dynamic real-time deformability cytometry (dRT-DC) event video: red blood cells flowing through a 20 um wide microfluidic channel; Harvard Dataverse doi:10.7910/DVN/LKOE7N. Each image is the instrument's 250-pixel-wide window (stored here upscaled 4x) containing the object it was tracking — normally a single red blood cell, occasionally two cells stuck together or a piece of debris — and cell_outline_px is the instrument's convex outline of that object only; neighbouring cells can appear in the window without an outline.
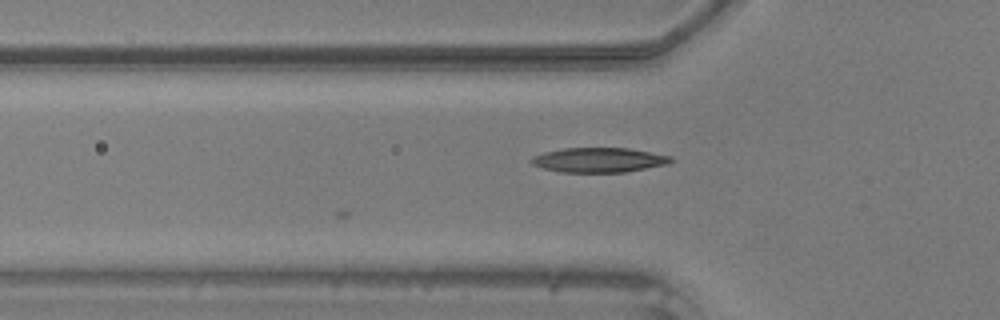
{"species": "common noctule bat (a hibernating species)", "species_latin": "Nyctalus noctula", "temperature_condition": "warm", "stored_images_in_passage": 4, "camera_frame_rate_fps": 3000, "um_per_image_px": 0.085, "animal": {"sex": "male", "body_mass_g": 20.5, "forearm_length_mm": 52.5}, "frame": {"image": 1, "passage_image": 4, "time_ms": 1.0, "image_size_px": [1000, 320], "cell_outline_px": [[676, 160], [668, 164], [624, 172], [564, 172], [544, 168], [532, 164], [528, 160], [532, 156], [544, 152], [564, 148], [628, 148], [672, 156]], "centroid_in_image_um": [50.92, 13.59], "position_along_channel_um": 74.9, "area_um2": 20.06}}